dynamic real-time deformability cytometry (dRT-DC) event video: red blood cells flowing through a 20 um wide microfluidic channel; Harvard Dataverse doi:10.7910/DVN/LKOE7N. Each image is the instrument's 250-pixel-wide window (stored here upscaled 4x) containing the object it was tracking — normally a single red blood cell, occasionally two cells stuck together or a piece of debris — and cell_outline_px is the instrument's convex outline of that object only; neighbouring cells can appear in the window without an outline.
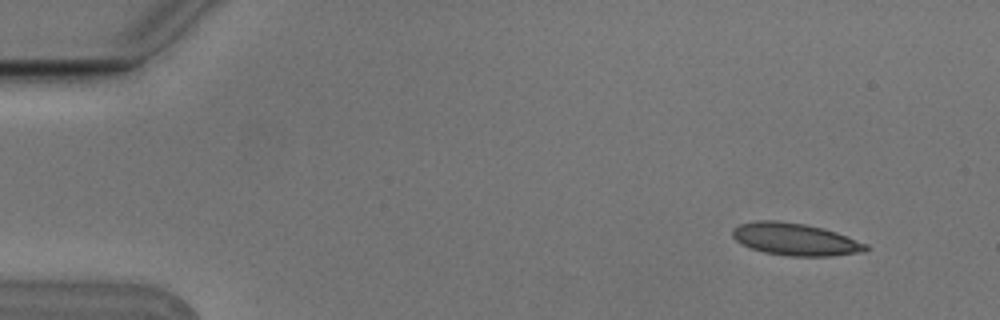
{"species": "Egyptian fruit bat (a non-hibernating species)", "species_latin": "Rousettus aegyptiacus", "temperature_condition": "cold", "stored_images_in_passage": 6, "camera_frame_rate_fps": 3000, "um_per_image_px": 0.085, "animal": {"sex": "male"}, "frame": {"image": 1, "passage_image": 1, "time_ms": 0.0, "image_size_px": [1000, 320], "cell_outline_px": [[868, 248], [856, 252], [832, 256], [788, 256], [764, 252], [740, 244], [732, 236], [732, 228], [740, 224], [756, 220], [776, 220], [804, 224], [824, 228], [836, 232], [868, 244]], "centroid_in_image_um": [67.53, 20.33], "position_along_channel_um": 17.5, "area_um2": 24.97}}